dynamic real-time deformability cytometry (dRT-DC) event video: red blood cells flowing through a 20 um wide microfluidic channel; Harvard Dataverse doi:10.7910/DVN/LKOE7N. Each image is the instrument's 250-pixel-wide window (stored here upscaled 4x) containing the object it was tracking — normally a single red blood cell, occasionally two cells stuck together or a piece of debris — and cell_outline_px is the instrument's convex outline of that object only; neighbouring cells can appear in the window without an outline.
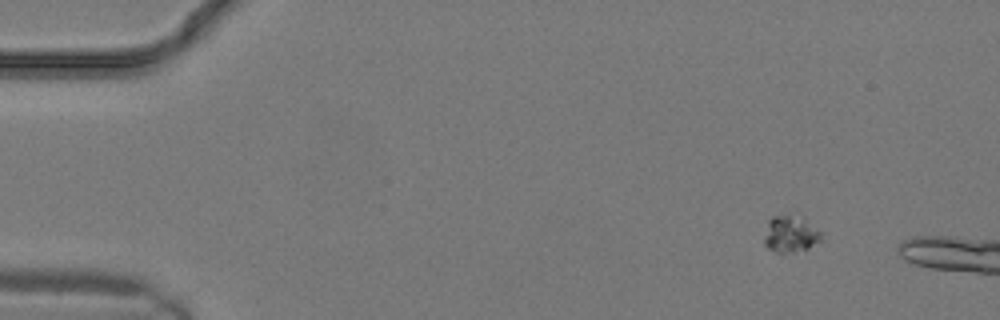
{"species": "common noctule bat (a hibernating species)", "species_latin": "Nyctalus noctula", "temperature_condition": "warm", "stored_images_in_passage": 7, "camera_frame_rate_fps": 3000, "um_per_image_px": 0.085, "animal": {"sex": "male", "body_mass_g": 19.2, "forearm_length_mm": 51.8}, "frame": {"image": 1, "passage_image": 4, "time_ms": 1.0, "image_size_px": [1000, 320], "cell_outline_px": [[820, 240], [808, 248], [792, 252], [776, 252], [768, 248], [764, 244], [764, 236], [768, 220], [772, 216], [804, 216], [820, 232]], "centroid_in_image_um": [67.17, 19.88], "position_along_channel_um": 17.8, "area_um2": 12.02}}